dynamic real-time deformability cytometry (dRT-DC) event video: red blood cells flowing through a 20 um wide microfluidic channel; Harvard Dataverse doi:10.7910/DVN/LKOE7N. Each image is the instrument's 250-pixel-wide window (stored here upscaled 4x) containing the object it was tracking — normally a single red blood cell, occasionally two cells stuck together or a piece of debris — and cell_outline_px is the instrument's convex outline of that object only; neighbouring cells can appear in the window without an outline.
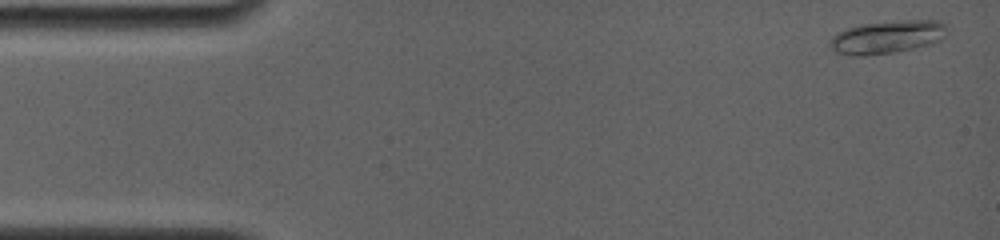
{"species": "common noctule bat (a hibernating species)", "species_latin": "Nyctalus noctula", "temperature_condition": "room temperature", "stored_images_in_passage": 6, "camera_frame_rate_fps": 4000, "um_per_image_px": 0.085, "animal": {"sex": "female", "body_mass_g": 19.0, "forearm_length_mm": 56.7}, "frame": {"image": 1, "passage_image": 1, "time_ms": 0.0, "image_size_px": [1000, 240], "cell_outline_px": [[948, 28], [944, 36], [940, 40], [932, 44], [892, 52], [864, 56], [852, 56], [836, 52], [828, 44], [828, 40], [836, 32], [860, 24], [904, 20], [940, 20], [948, 24]], "centroid_in_image_um": [75.41, 3.13], "position_along_channel_um": 9.6, "area_um2": 22.72}}